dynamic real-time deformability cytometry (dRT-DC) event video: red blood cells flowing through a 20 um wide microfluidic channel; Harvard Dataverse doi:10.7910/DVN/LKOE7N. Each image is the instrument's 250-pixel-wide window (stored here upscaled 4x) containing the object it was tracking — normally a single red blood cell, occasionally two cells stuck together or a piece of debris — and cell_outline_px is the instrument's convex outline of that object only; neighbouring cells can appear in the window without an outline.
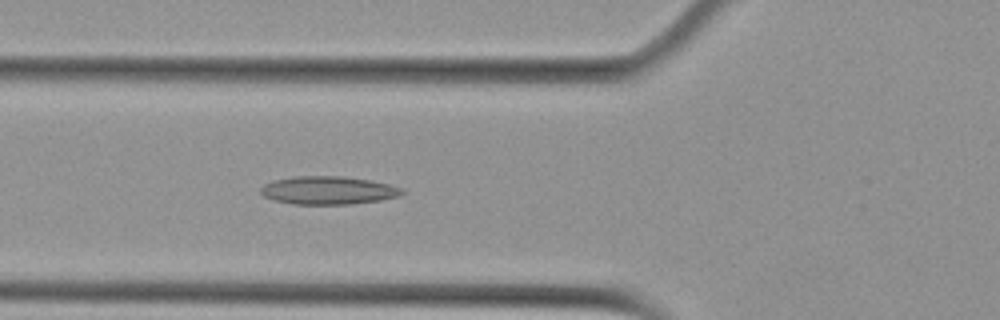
{"species": "Egyptian fruit bat (a non-hibernating species)", "species_latin": "Rousettus aegyptiacus", "temperature_condition": "cold", "stored_images_in_passage": 40, "camera_frame_rate_fps": 3000, "um_per_image_px": 0.085, "animal": {"sex": "female"}, "frame": {"image": 1, "passage_image": 6, "time_ms": 1.667, "image_size_px": [1000, 320], "cell_outline_px": [[404, 192], [400, 196], [380, 200], [352, 204], [292, 204], [276, 200], [264, 196], [260, 192], [260, 188], [264, 184], [276, 180], [296, 176], [340, 176], [368, 180], [388, 184], [400, 188]], "centroid_in_image_um": [27.89, 16.18], "position_along_channel_um": 97.9, "area_um2": 22.89}}
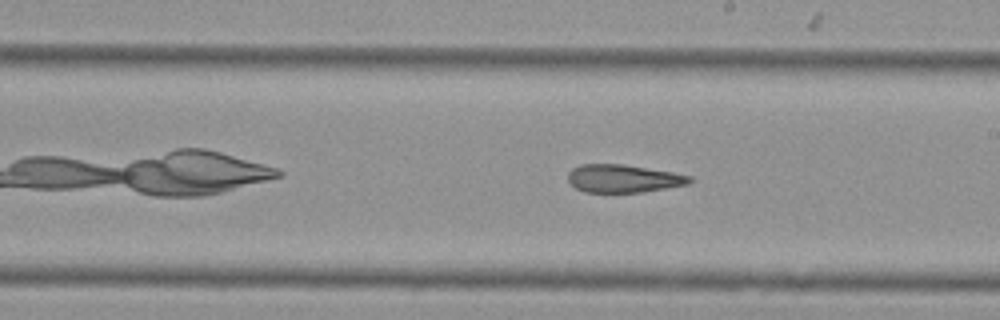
{"frame": {"image": 2, "passage_image": 17, "time_ms": 5.333, "image_size_px": [1000, 320], "cell_outline_px": [[692, 180], [688, 184], [644, 192], [584, 192], [576, 188], [568, 180], [568, 172], [572, 168], [580, 164], [624, 164], [672, 172], [692, 176]], "centroid_in_image_um": [52.97, 15.17], "position_along_channel_um": 236.0, "area_um2": 19.83}}
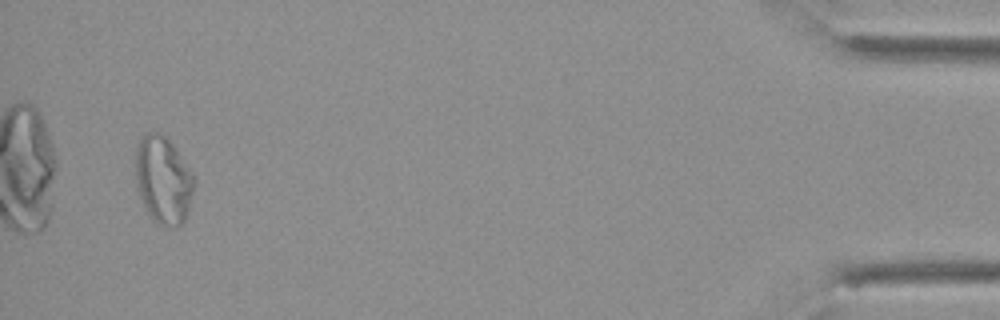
{"frame": {"image": 3, "passage_image": 38, "time_ms": 12.333, "image_size_px": [1000, 320], "cell_outline_px": [[196, 184], [184, 220], [176, 228], [160, 224], [148, 212], [136, 188], [136, 148], [140, 140], [148, 132], [160, 132], [172, 144], [196, 176]], "centroid_in_image_um": [13.9, 15.28], "position_along_channel_um": 421.3, "area_um2": 29.65}, "authors_computed_cell_mechanics": {"area_um2": 21.7906, "velocity_mm_per_s": 3.7686, "shape_relaxation_time_tau1_ms": null, "shape_relaxation_time_tau2_ms": 3.9698, "deformation_change_tau1": null, "deformation_change_tau2": 0.146}}